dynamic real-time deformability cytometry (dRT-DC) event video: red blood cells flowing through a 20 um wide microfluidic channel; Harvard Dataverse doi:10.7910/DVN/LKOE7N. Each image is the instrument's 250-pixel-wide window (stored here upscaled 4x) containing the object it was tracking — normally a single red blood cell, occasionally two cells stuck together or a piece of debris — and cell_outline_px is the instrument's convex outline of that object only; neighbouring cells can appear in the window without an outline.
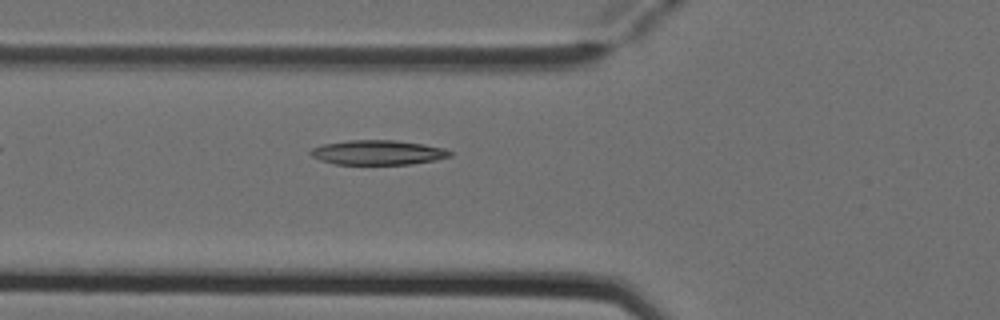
{"species": "Egyptian fruit bat (a non-hibernating species)", "species_latin": "Rousettus aegyptiacus", "temperature_condition": "cold", "stored_images_in_passage": 5, "camera_frame_rate_fps": 3000, "um_per_image_px": 0.085, "animal": {"sex": "female"}, "frame": {"image": 1, "passage_image": 5, "time_ms": 1.333, "image_size_px": [1000, 320], "cell_outline_px": [[452, 156], [436, 160], [412, 164], [336, 164], [320, 160], [312, 156], [308, 152], [312, 148], [324, 144], [348, 140], [396, 140], [444, 148], [452, 152]], "centroid_in_image_um": [32.12, 12.96], "position_along_channel_um": 93.7, "area_um2": 19.94}}